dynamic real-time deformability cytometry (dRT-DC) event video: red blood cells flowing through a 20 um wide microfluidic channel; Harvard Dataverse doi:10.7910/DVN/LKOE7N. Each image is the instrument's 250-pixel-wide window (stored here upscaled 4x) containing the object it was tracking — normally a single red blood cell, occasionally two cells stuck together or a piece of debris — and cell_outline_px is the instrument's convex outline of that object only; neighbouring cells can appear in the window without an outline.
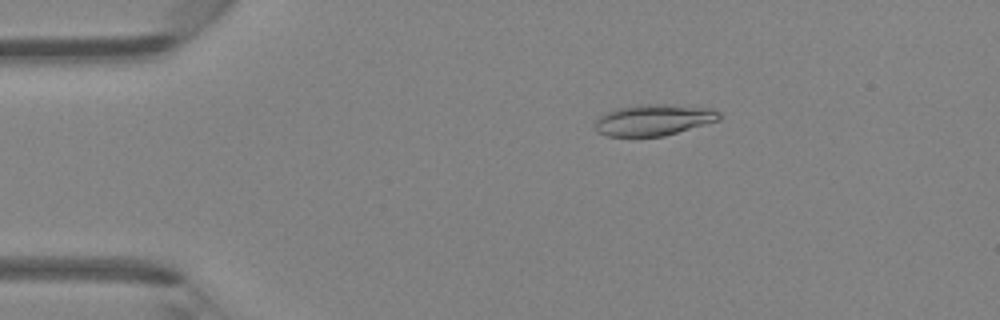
{"species": "Egyptian fruit bat (a non-hibernating species)", "species_latin": "Rousettus aegyptiacus", "temperature_condition": "room temperature", "stored_images_in_passage": 46, "camera_frame_rate_fps": 3000, "um_per_image_px": 0.085, "animal": {"sex": "female"}, "frame": {"image": 1, "passage_image": 9, "time_ms": 2.667, "image_size_px": [1000, 320], "cell_outline_px": [[720, 120], [664, 136], [608, 136], [596, 132], [596, 120], [604, 112], [616, 108], [640, 104], [672, 104], [712, 108], [720, 112]], "centroid_in_image_um": [55.57, 10.18], "position_along_channel_um": 29.4, "area_um2": 22.77}}
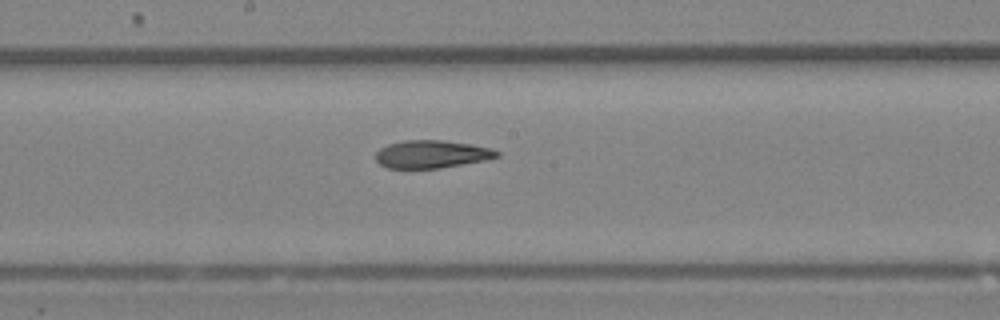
{"frame": {"image": 2, "passage_image": 25, "time_ms": 8.0, "image_size_px": [1000, 320], "cell_outline_px": [[500, 156], [484, 160], [440, 168], [388, 168], [380, 164], [376, 160], [376, 152], [380, 148], [388, 144], [404, 140], [440, 140], [472, 144], [492, 148], [500, 152]], "centroid_in_image_um": [36.7, 13.1], "position_along_channel_um": 211.5, "area_um2": 19.59}}
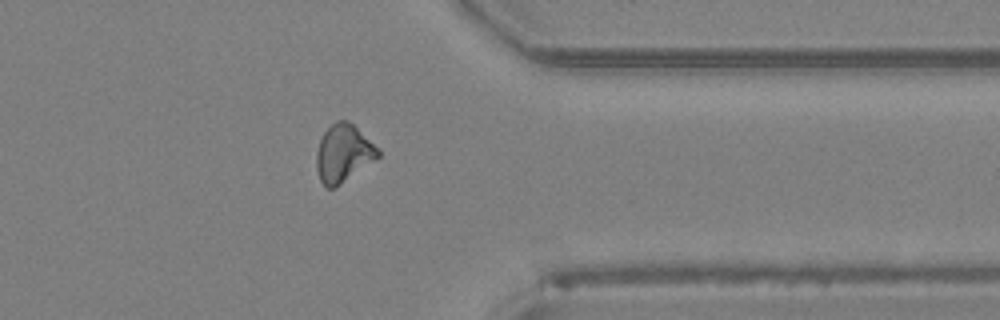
{"frame": {"image": 3, "passage_image": 37, "time_ms": 12.0, "image_size_px": [1000, 320], "cell_outline_px": [[380, 156], [336, 188], [324, 188], [320, 180], [316, 168], [316, 152], [320, 140], [324, 132], [336, 120], [348, 120], [380, 152]], "centroid_in_image_um": [29.14, 13.08], "position_along_channel_um": 382.3, "area_um2": 20.4}}